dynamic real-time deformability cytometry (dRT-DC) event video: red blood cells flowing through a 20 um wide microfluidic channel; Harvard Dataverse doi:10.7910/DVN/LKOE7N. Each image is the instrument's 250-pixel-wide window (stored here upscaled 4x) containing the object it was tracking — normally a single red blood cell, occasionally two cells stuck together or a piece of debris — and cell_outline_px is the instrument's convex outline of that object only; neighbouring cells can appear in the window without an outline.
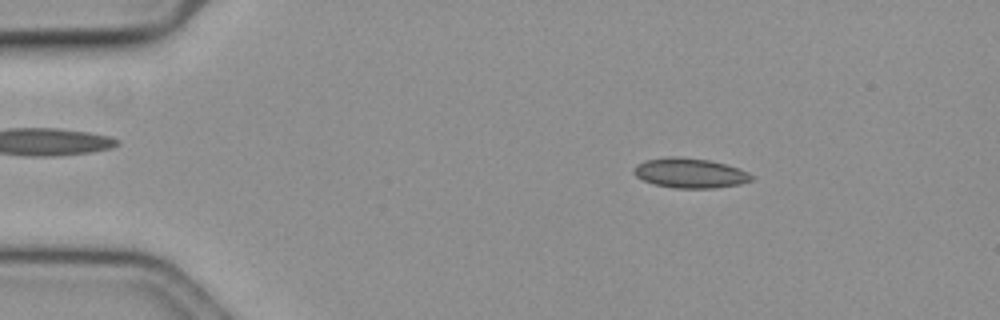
{"species": "common noctule bat (a hibernating species)", "species_latin": "Nyctalus noctula", "temperature_condition": "cold", "stored_images_in_passage": 57, "camera_frame_rate_fps": 3000, "um_per_image_px": 0.085, "animal": {"sex": "female", "body_mass_g": 19.3, "forearm_length_mm": 54.1}, "frame": {"image": 1, "passage_image": 9, "time_ms": 2.667, "image_size_px": [1000, 320], "cell_outline_px": [[752, 180], [740, 184], [716, 188], [676, 188], [656, 184], [644, 180], [636, 176], [632, 172], [636, 164], [648, 160], [668, 156], [684, 156], [708, 160], [740, 168], [748, 172], [752, 176]], "centroid_in_image_um": [58.65, 14.7], "position_along_channel_um": 26.3, "area_um2": 20.4}}
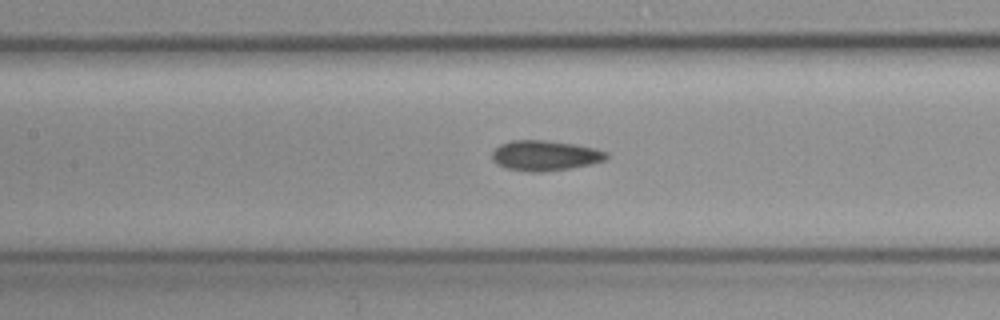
{"frame": {"image": 2, "passage_image": 26, "time_ms": 8.333, "image_size_px": [1000, 320], "cell_outline_px": [[608, 156], [604, 160], [592, 164], [544, 172], [528, 172], [504, 168], [496, 164], [492, 160], [492, 152], [500, 144], [512, 140], [544, 140], [576, 144], [596, 148], [608, 152]], "centroid_in_image_um": [46.31, 13.22], "position_along_channel_um": 161.1, "area_um2": 20.35}}
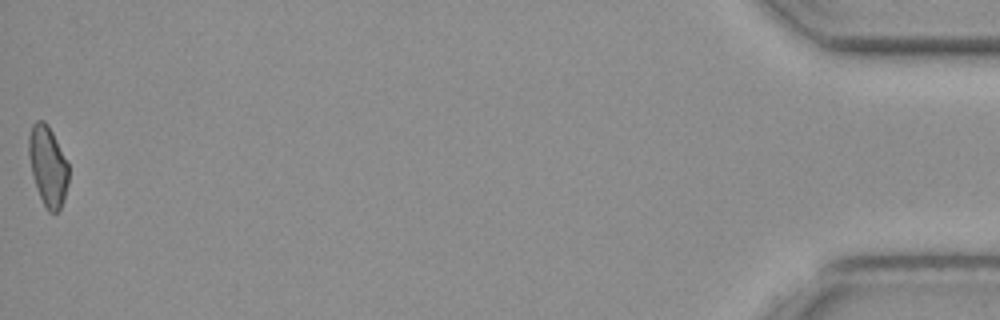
{"frame": {"image": 3, "passage_image": 57, "time_ms": 18.667, "image_size_px": [1000, 320], "cell_outline_px": [[68, 184], [64, 200], [60, 208], [56, 212], [48, 212], [40, 196], [32, 172], [28, 156], [28, 136], [32, 124], [36, 120], [44, 120], [48, 124], [68, 164]], "centroid_in_image_um": [4.06, 14.08], "position_along_channel_um": 431.1, "area_um2": 18.38}, "authors_computed_cell_mechanics": {"area_um2": 19.5364, "velocity_mm_per_s": 3.6149, "shape_relaxation_time_tau1_ms": null, "shape_relaxation_time_tau2_ms": 3.3285, "deformation_change_tau1": null, "deformation_change_tau2": 0.0863}}